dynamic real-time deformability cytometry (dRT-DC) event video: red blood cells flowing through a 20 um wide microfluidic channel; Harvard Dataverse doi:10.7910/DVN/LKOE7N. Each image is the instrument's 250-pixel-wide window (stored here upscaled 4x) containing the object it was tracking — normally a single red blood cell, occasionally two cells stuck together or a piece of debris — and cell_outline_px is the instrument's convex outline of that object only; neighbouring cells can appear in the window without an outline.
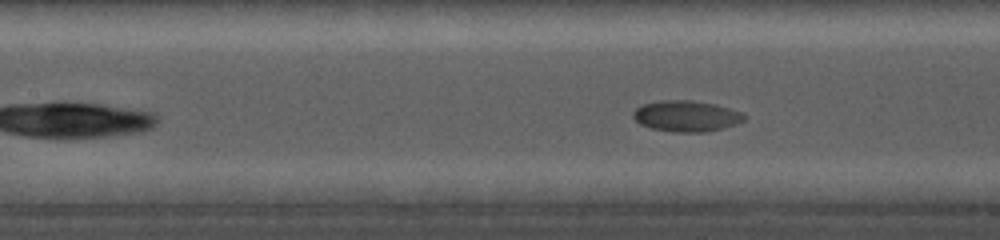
{"species": "common noctule bat (a hibernating species)", "species_latin": "Nyctalus noctula", "temperature_condition": "cold", "stored_images_in_passage": 28, "camera_frame_rate_fps": 5000, "um_per_image_px": 0.085, "animal": {"sex": "female", "body_mass_g": 19.0, "forearm_length_mm": 56.7}, "frame": {"image": 1, "passage_image": 10, "time_ms": 4.4, "image_size_px": [1000, 240], "cell_outline_px": [[744, 120], [736, 124], [724, 128], [704, 132], [672, 132], [652, 128], [640, 124], [632, 116], [632, 112], [640, 104], [660, 100], [692, 100], [716, 104], [744, 112]], "centroid_in_image_um": [58.33, 9.85], "position_along_channel_um": 149.1, "area_um2": 20.29}}
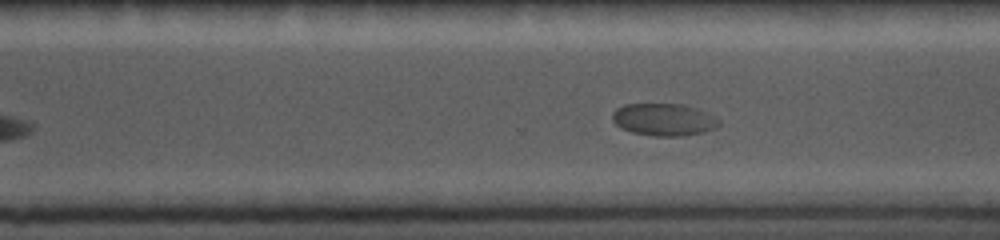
{"frame": {"image": 2, "passage_image": 22, "time_ms": 9.0, "image_size_px": [1000, 240], "cell_outline_px": [[720, 124], [716, 128], [704, 132], [680, 136], [652, 136], [632, 132], [620, 128], [612, 120], [612, 112], [616, 108], [624, 104], [684, 104], [708, 112], [716, 116], [720, 120]], "centroid_in_image_um": [56.44, 10.16], "position_along_channel_um": 314.2, "area_um2": 20.35}}
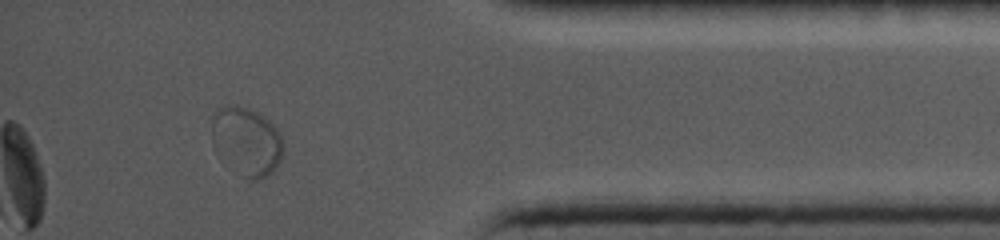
{"frame": {"image": 3, "passage_image": 26, "time_ms": 12.2, "image_size_px": [1000, 240], "cell_outline_px": [[284, 152], [280, 160], [272, 172], [260, 180], [252, 180], [240, 176], [212, 144], [212, 120], [216, 108], [232, 104], [236, 104], [248, 108], [264, 116], [276, 128], [284, 144]], "centroid_in_image_um": [20.97, 11.99], "position_along_channel_um": 414.2, "area_um2": 28.44}}